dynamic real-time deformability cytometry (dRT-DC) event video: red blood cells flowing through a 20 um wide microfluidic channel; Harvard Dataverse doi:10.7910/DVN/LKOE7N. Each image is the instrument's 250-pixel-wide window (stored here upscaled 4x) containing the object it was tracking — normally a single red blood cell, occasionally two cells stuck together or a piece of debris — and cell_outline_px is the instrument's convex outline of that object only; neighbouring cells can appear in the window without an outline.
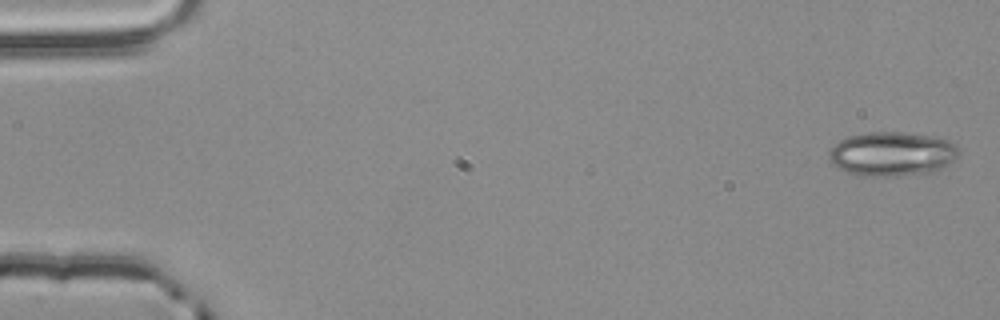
{"species": "common noctule bat (a hibernating species)", "species_latin": "Nyctalus noctula", "temperature_condition": "room temperature", "stored_images_in_passage": 5, "camera_frame_rate_fps": 3000, "um_per_image_px": 0.085, "animal": {"sex": "male", "body_mass_g": 20.4}, "frame": {"image": 1, "passage_image": 1, "time_ms": 0.0, "image_size_px": [1000, 320], "cell_outline_px": [[960, 152], [948, 164], [932, 172], [896, 176], [864, 176], [848, 172], [832, 164], [828, 156], [828, 152], [840, 140], [848, 136], [872, 132], [900, 132], [928, 136], [948, 140], [956, 144]], "centroid_in_image_um": [75.81, 13.08], "position_along_channel_um": 9.2, "area_um2": 33.12}}
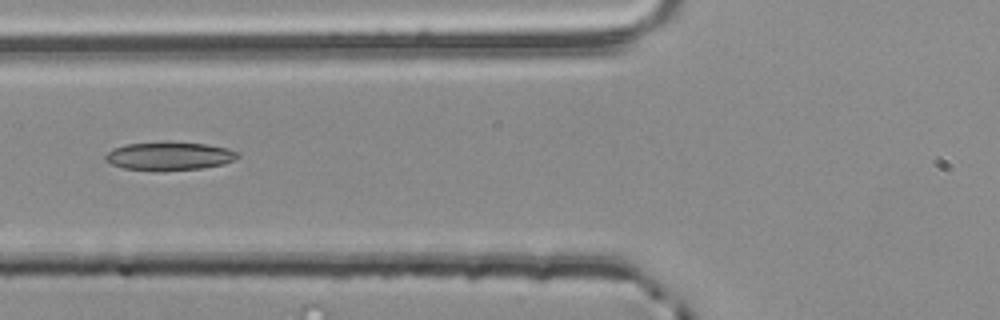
{"frame": {"image": 2, "passage_image": 5, "time_ms": 1.333, "image_size_px": [1000, 320], "cell_outline_px": [[240, 156], [236, 160], [224, 164], [204, 168], [164, 172], [124, 168], [112, 164], [104, 160], [104, 156], [112, 148], [128, 144], [164, 140], [168, 140], [204, 144], [224, 148], [236, 152]], "centroid_in_image_um": [14.37, 13.26], "position_along_channel_um": 111.4, "area_um2": 22.48}}